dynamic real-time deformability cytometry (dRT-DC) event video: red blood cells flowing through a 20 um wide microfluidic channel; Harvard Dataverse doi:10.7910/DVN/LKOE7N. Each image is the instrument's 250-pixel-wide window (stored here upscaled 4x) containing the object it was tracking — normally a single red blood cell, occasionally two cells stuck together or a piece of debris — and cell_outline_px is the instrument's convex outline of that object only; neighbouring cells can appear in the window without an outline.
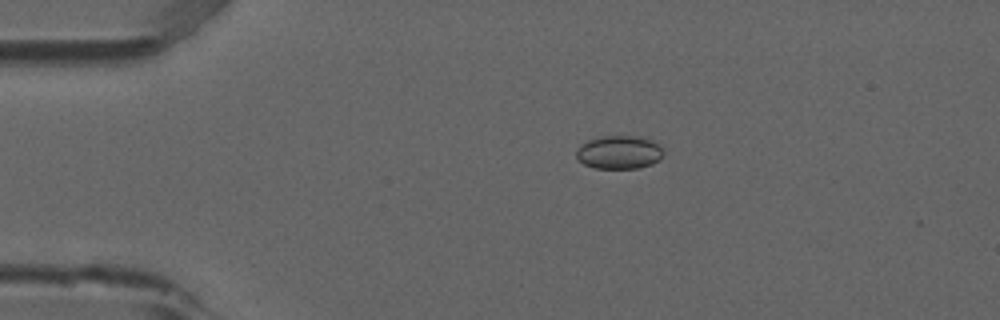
{"species": "common noctule bat (a hibernating species)", "species_latin": "Nyctalus noctula", "temperature_condition": "room temperature", "stored_images_in_passage": 5, "camera_frame_rate_fps": 3000, "um_per_image_px": 0.085, "animal": {"sex": "male", "forearm_length_mm": 52.5}, "frame": {"image": 1, "passage_image": 4, "time_ms": 1.0, "image_size_px": [1000, 320], "cell_outline_px": [[664, 152], [660, 160], [652, 164], [640, 168], [596, 168], [584, 164], [576, 160], [576, 152], [580, 144], [588, 140], [604, 136], [640, 136], [652, 140], [660, 144]], "centroid_in_image_um": [52.64, 12.94], "position_along_channel_um": 32.4, "area_um2": 17.17}}